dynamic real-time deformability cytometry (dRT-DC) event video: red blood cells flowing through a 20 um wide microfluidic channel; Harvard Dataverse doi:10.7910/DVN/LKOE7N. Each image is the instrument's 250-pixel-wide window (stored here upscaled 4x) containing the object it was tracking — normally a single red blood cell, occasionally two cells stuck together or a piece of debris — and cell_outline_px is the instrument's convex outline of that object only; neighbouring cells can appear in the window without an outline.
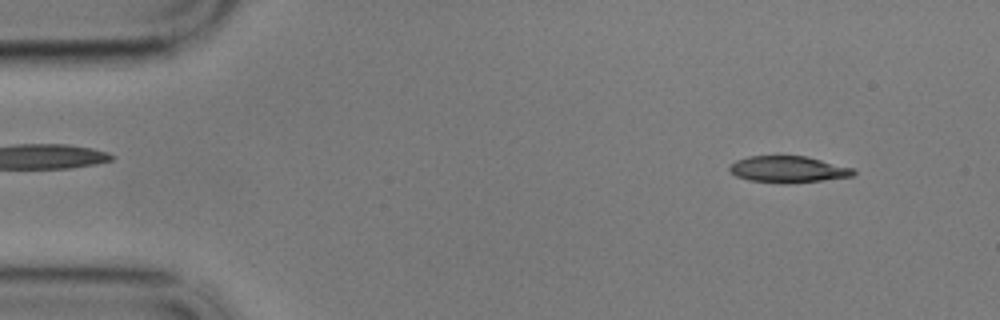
{"species": "common noctule bat (a hibernating species)", "species_latin": "Nyctalus noctula", "temperature_condition": "cold", "stored_images_in_passage": 58, "camera_frame_rate_fps": 3000, "um_per_image_px": 0.085, "animal": {"sex": "male", "body_mass_g": 17.9}, "frame": {"image": 1, "passage_image": 5, "time_ms": 1.333, "image_size_px": [1000, 320], "cell_outline_px": [[856, 172], [852, 176], [788, 184], [780, 184], [748, 180], [736, 176], [728, 168], [736, 160], [748, 156], [808, 156], [856, 168]], "centroid_in_image_um": [67.02, 14.39], "position_along_channel_um": 18.0, "area_um2": 19.36}}
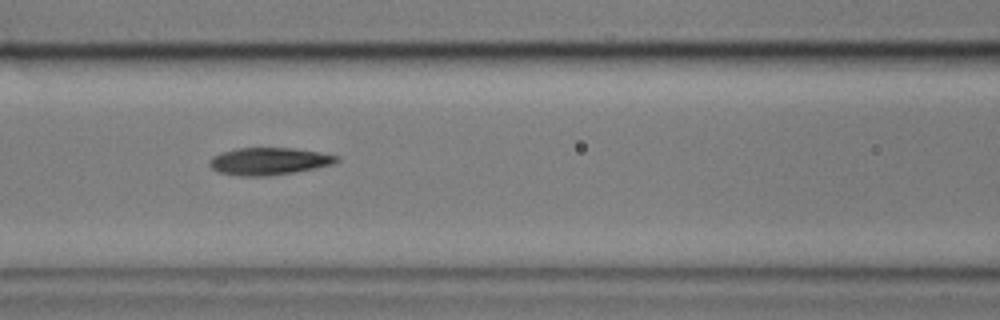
{"frame": {"image": 2, "passage_image": 24, "time_ms": 7.667, "image_size_px": [1000, 320], "cell_outline_px": [[340, 160], [332, 164], [316, 168], [296, 172], [268, 176], [240, 176], [220, 172], [212, 168], [208, 164], [208, 160], [212, 156], [220, 152], [236, 148], [292, 148], [320, 152], [340, 156]], "centroid_in_image_um": [22.86, 13.7], "position_along_channel_um": 143.7, "area_um2": 20.4}}
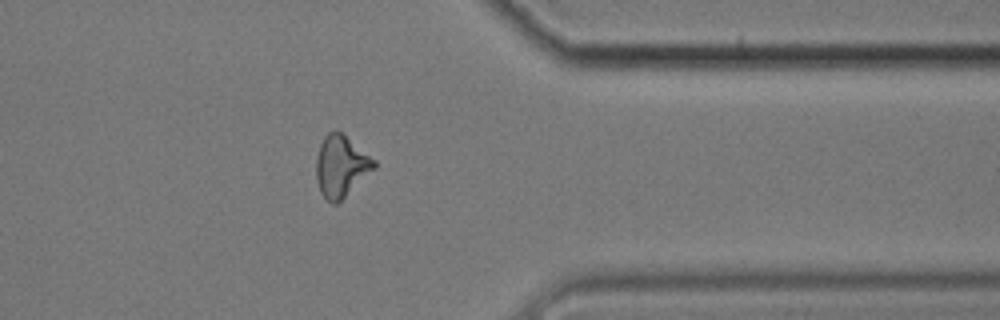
{"frame": {"image": 3, "passage_image": 46, "time_ms": 15.0, "image_size_px": [1000, 320], "cell_outline_px": [[376, 168], [336, 204], [332, 204], [320, 192], [316, 180], [316, 156], [320, 144], [324, 136], [328, 132], [340, 132], [376, 160]], "centroid_in_image_um": [28.98, 14.13], "position_along_channel_um": 382.4, "area_um2": 20.52}, "authors_computed_cell_mechanics": {"area_um2": 20.1722, "velocity_mm_per_s": 3.4055, "shape_relaxation_time_tau1_ms": 4.8898, "shape_relaxation_time_tau2_ms": 3.9189, "deformation_change_tau1": 0.1585, "deformation_change_tau2": 0.1285}}